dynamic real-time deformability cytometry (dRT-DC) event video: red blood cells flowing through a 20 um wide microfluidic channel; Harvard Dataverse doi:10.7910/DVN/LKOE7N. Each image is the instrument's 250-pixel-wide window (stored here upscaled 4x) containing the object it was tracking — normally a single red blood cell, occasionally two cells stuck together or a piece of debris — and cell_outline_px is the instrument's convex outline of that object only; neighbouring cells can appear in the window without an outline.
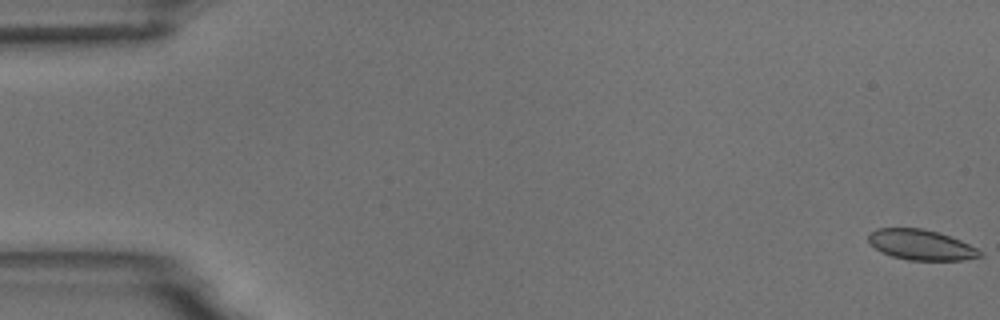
{"species": "common noctule bat (a hibernating species)", "species_latin": "Nyctalus noctula", "temperature_condition": "room temperature", "stored_images_in_passage": 7, "camera_frame_rate_fps": 3000, "um_per_image_px": 0.085, "animal": {"sex": "male", "body_mass_g": 18.8}, "frame": {"image": 1, "passage_image": 1, "time_ms": 0.0, "image_size_px": [1000, 320], "cell_outline_px": [[984, 256], [964, 260], [908, 260], [892, 256], [880, 252], [868, 244], [868, 236], [876, 228], [924, 228], [960, 240], [984, 252]], "centroid_in_image_um": [78.27, 20.82], "position_along_channel_um": 6.7, "area_um2": 19.83}}
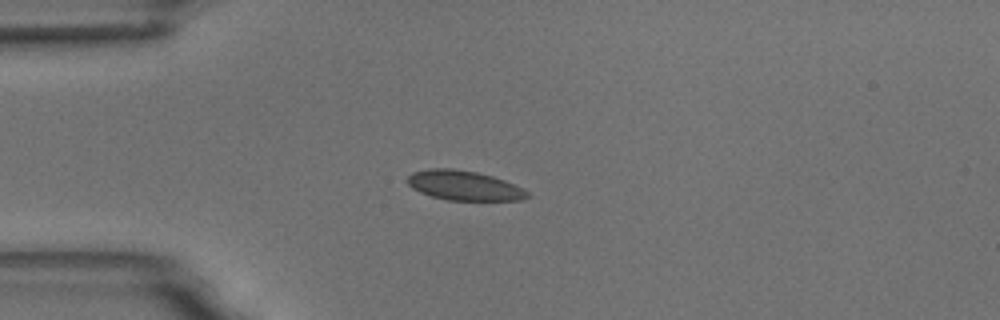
{"frame": {"image": 2, "passage_image": 5, "time_ms": 4.667, "image_size_px": [1000, 320], "cell_outline_px": [[528, 196], [520, 200], [448, 200], [432, 196], [420, 192], [412, 188], [404, 180], [412, 172], [428, 168], [452, 168], [476, 172], [492, 176], [504, 180], [528, 192]], "centroid_in_image_um": [39.36, 15.75], "position_along_channel_um": 45.6, "area_um2": 20.58}}
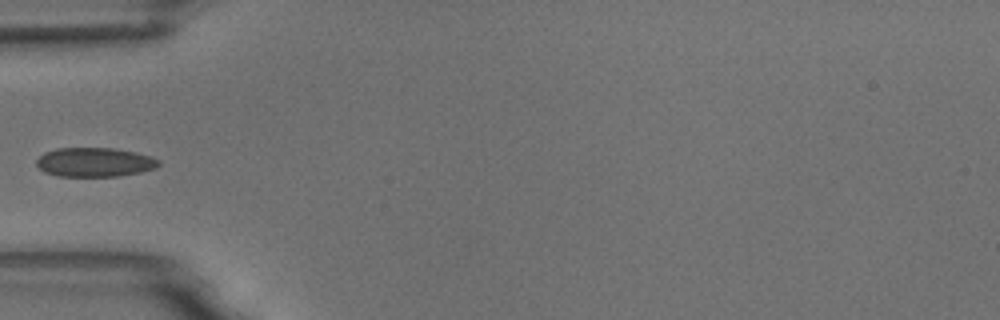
{"frame": {"image": 3, "passage_image": 6, "time_ms": 6.0, "image_size_px": [1000, 320], "cell_outline_px": [[160, 164], [156, 168], [140, 172], [120, 176], [56, 176], [44, 172], [36, 164], [36, 160], [44, 152], [56, 148], [112, 148], [136, 152], [160, 160]], "centroid_in_image_um": [8.03, 13.79], "position_along_channel_um": 77.0, "area_um2": 20.81}}